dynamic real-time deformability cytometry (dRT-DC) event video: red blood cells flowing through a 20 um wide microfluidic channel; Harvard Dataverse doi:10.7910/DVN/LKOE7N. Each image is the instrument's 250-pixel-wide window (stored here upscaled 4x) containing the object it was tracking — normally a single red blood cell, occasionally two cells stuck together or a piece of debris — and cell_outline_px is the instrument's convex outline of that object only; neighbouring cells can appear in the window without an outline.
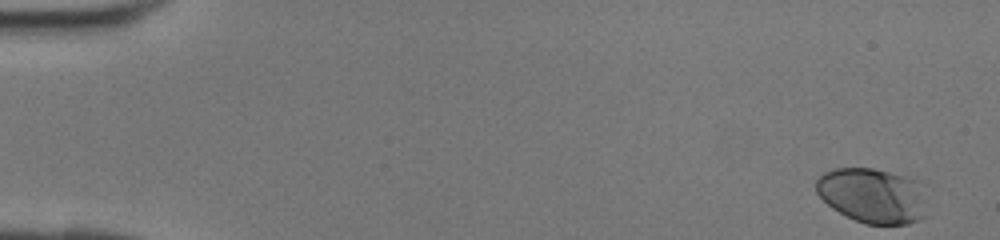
{"species": "human", "species_latin": "Homo sapiens", "temperature_condition": "room temperature", "stored_images_in_passage": 42, "camera_frame_rate_fps": 3000, "um_per_image_px": 0.085, "donor": {"sex": "female"}, "frame": {"image": 1, "passage_image": 1, "time_ms": 0.0, "image_size_px": [1000, 240], "cell_outline_px": [[924, 216], [920, 220], [908, 224], [864, 224], [832, 208], [816, 192], [816, 180], [824, 172], [832, 168], [872, 168], [908, 176], [916, 180]], "centroid_in_image_um": [74.08, 16.61], "position_along_channel_um": 10.9, "area_um2": 34.8}}
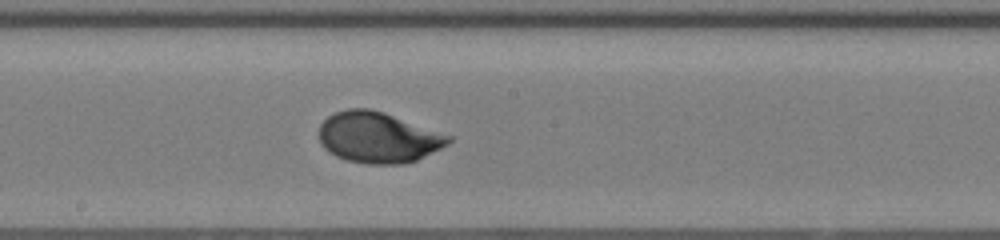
{"frame": {"image": 2, "passage_image": 23, "time_ms": 7.333, "image_size_px": [1000, 240], "cell_outline_px": [[452, 140], [448, 144], [416, 160], [404, 164], [368, 164], [348, 160], [336, 156], [324, 148], [320, 144], [320, 124], [328, 116], [336, 112], [348, 108], [368, 108], [384, 112], [452, 136]], "centroid_in_image_um": [32.13, 11.68], "position_along_channel_um": 216.1, "area_um2": 38.15}}
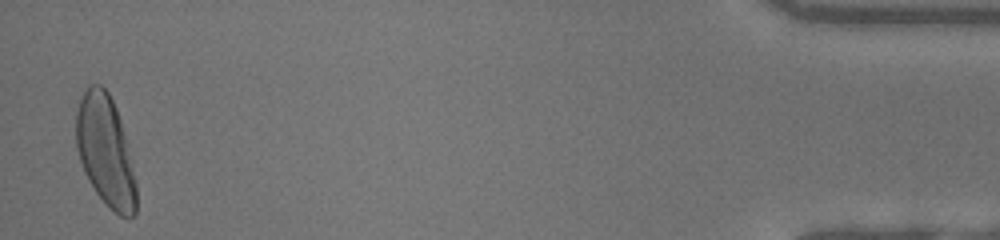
{"frame": {"image": 3, "passage_image": 41, "time_ms": 13.333, "image_size_px": [1000, 240], "cell_outline_px": [[136, 212], [128, 220], [120, 216], [96, 192], [88, 180], [84, 172], [76, 148], [76, 112], [80, 96], [84, 88], [88, 84], [100, 84], [108, 92], [116, 108], [120, 120], [132, 164], [136, 184]], "centroid_in_image_um": [8.94, 12.79], "position_along_channel_um": 426.3, "area_um2": 38.61}}